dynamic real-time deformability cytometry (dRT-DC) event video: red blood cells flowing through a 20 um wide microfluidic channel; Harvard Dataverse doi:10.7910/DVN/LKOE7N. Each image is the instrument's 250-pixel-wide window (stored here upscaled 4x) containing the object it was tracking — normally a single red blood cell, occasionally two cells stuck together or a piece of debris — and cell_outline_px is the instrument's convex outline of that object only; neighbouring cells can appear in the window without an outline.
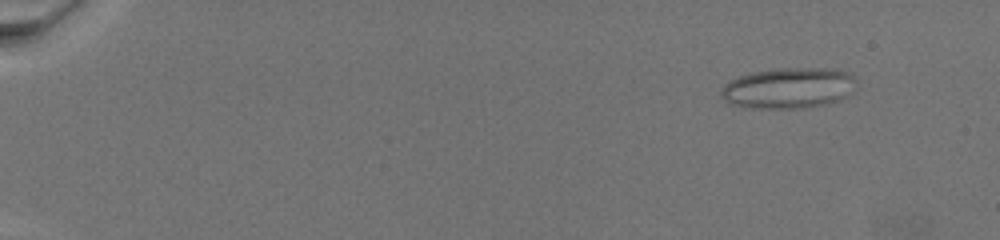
{"species": "common noctule bat (a hibernating species)", "species_latin": "Nyctalus noctula", "temperature_condition": "warm", "stored_images_in_passage": 62, "camera_frame_rate_fps": 3000, "um_per_image_px": 0.085, "animal": {"sex": "female", "body_mass_g": 19.5, "forearm_length_mm": 54.1}, "frame": {"image": 1, "passage_image": 5, "time_ms": 2.667, "image_size_px": [1000, 240], "cell_outline_px": [[856, 80], [844, 96], [840, 100], [828, 104], [804, 108], [744, 108], [732, 104], [724, 100], [720, 96], [720, 92], [724, 84], [728, 80], [752, 72], [780, 68], [832, 68], [848, 72], [856, 76]], "centroid_in_image_um": [66.97, 7.48], "position_along_channel_um": 18.0, "area_um2": 32.25}}
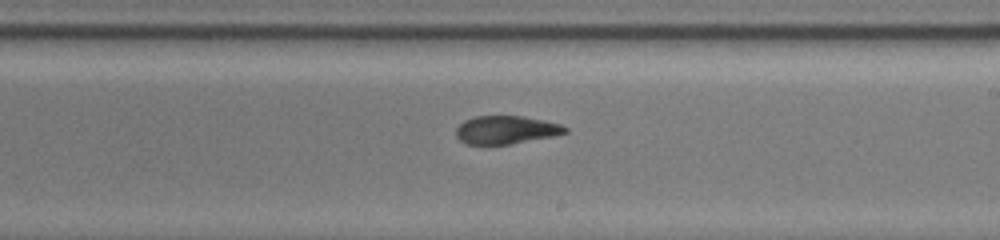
{"frame": {"image": 2, "passage_image": 43, "time_ms": 15.667, "image_size_px": [1000, 240], "cell_outline_px": [[568, 132], [552, 136], [512, 144], [464, 144], [456, 136], [456, 128], [464, 120], [476, 116], [524, 116], [544, 120], [560, 124], [568, 128]], "centroid_in_image_um": [43.01, 11.04], "position_along_channel_um": 246.0, "area_um2": 17.92}}
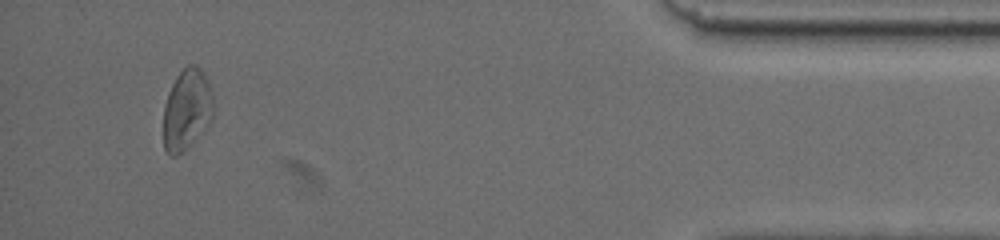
{"frame": {"image": 3, "passage_image": 61, "time_ms": 23.333, "image_size_px": [1000, 240], "cell_outline_px": [[212, 116], [208, 124], [196, 140], [176, 156], [168, 156], [164, 148], [164, 104], [168, 92], [176, 76], [188, 64], [196, 64], [204, 72], [208, 80], [212, 96]], "centroid_in_image_um": [15.86, 9.3], "position_along_channel_um": 419.3, "area_um2": 23.58}}